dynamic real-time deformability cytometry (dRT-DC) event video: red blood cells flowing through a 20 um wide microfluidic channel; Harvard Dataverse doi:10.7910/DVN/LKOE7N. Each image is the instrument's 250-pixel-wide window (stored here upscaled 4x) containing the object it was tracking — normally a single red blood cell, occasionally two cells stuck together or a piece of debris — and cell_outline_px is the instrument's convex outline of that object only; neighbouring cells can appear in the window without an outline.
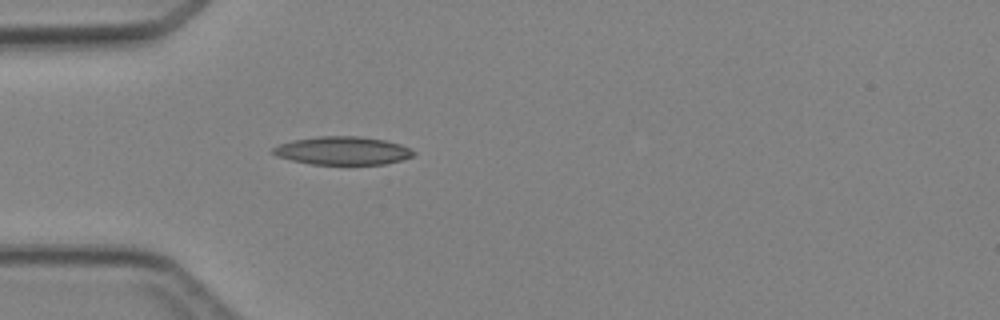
{"species": "Egyptian fruit bat (a non-hibernating species)", "species_latin": "Rousettus aegyptiacus", "temperature_condition": "cold", "stored_images_in_passage": 4, "camera_frame_rate_fps": 3000, "um_per_image_px": 0.085, "animal": {"sex": "female"}, "frame": {"image": 1, "passage_image": 4, "time_ms": 3.667, "image_size_px": [1000, 320], "cell_outline_px": [[416, 152], [412, 156], [400, 160], [384, 164], [312, 164], [292, 160], [280, 156], [272, 152], [272, 148], [280, 144], [292, 140], [320, 136], [360, 136], [384, 140], [400, 144]], "centroid_in_image_um": [29.13, 12.8], "position_along_channel_um": 55.9, "area_um2": 22.77}}